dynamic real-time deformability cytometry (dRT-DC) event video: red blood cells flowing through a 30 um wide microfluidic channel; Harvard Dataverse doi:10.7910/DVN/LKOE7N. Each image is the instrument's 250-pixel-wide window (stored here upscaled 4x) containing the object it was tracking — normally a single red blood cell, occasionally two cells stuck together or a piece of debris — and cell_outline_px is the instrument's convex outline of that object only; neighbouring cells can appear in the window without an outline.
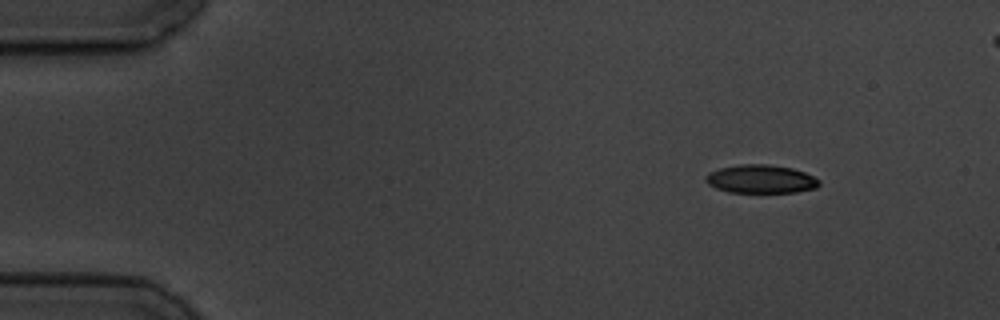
{"species": "common noctule bat (a hibernating species)", "species_latin": "Nyctalus noctula", "temperature_condition": "cold", "stored_images_in_passage": 5, "camera_frame_rate_fps": 3000, "um_per_image_px": 0.085, "animal": {"sex": "male", "body_mass_g": 19.5, "forearm_length_mm": 54.6}, "frame": {"image": 1, "passage_image": 1, "time_ms": 0.0, "image_size_px": [1000, 320], "cell_outline_px": [[820, 184], [816, 188], [796, 192], [728, 192], [716, 188], [708, 184], [704, 180], [704, 176], [708, 172], [720, 168], [740, 164], [768, 164], [792, 168], [804, 172], [820, 180]], "centroid_in_image_um": [64.64, 15.21], "position_along_channel_um": 20.4, "area_um2": 18.84}}